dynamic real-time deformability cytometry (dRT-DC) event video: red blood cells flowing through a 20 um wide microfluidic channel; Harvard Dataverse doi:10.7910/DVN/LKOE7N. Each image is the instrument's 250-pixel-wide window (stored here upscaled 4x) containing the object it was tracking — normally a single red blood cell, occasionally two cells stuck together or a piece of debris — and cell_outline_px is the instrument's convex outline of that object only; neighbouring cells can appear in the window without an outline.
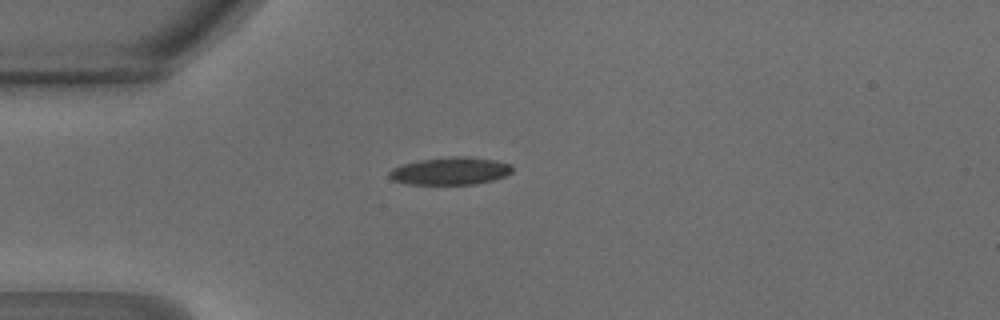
{"species": "common noctule bat (a hibernating species)", "species_latin": "Nyctalus noctula", "temperature_condition": "warm", "stored_images_in_passage": 31, "camera_frame_rate_fps": 3000, "um_per_image_px": 0.085, "animal": {"sex": "male", "body_mass_g": 18.8}, "frame": {"image": 1, "passage_image": 1, "time_ms": 0.0, "image_size_px": [1000, 320], "cell_outline_px": [[512, 172], [504, 176], [492, 180], [476, 184], [408, 184], [392, 180], [388, 176], [388, 172], [392, 168], [404, 164], [420, 160], [452, 156], [460, 156], [496, 160], [512, 164]], "centroid_in_image_um": [38.27, 14.53], "position_along_channel_um": 46.7, "area_um2": 19.71}}
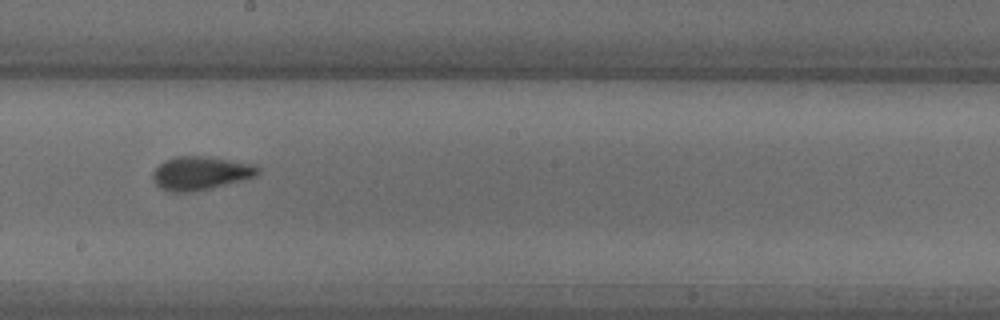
{"frame": {"image": 2, "passage_image": 15, "time_ms": 4.667, "image_size_px": [1000, 320], "cell_outline_px": [[260, 172], [256, 176], [212, 188], [188, 192], [176, 192], [160, 188], [152, 180], [152, 172], [164, 160], [172, 156], [208, 156], [256, 164], [260, 168]], "centroid_in_image_um": [17.05, 14.7], "position_along_channel_um": 231.1, "area_um2": 20.69}}
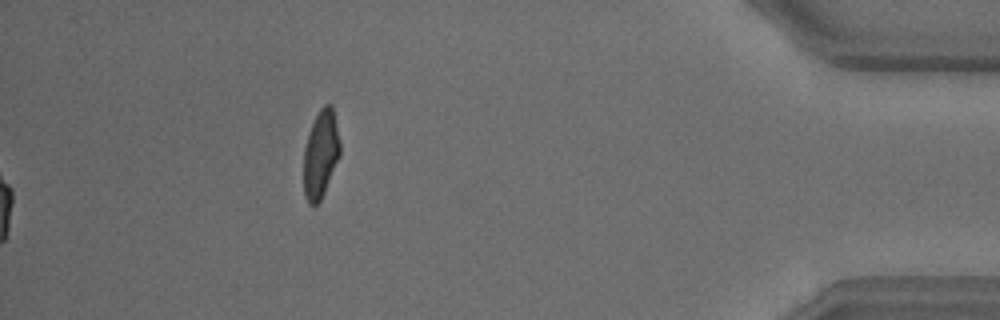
{"frame": {"image": 3, "passage_image": 31, "time_ms": 10.0, "image_size_px": [1000, 320], "cell_outline_px": [[340, 156], [324, 192], [320, 200], [312, 208], [308, 204], [304, 196], [304, 148], [312, 124], [320, 108], [324, 104], [332, 104], [340, 144]], "centroid_in_image_um": [27.25, 13.13], "position_along_channel_um": 407.9, "area_um2": 18.5}, "authors_computed_cell_mechanics": {"area_um2": 19.5364, "velocity_mm_per_s": 4.2722, "shape_relaxation_time_tau1_ms": 3.3561, "shape_relaxation_time_tau2_ms": 1.1073, "deformation_change_tau1": 0.1782, "deformation_change_tau2": 0.0921}}